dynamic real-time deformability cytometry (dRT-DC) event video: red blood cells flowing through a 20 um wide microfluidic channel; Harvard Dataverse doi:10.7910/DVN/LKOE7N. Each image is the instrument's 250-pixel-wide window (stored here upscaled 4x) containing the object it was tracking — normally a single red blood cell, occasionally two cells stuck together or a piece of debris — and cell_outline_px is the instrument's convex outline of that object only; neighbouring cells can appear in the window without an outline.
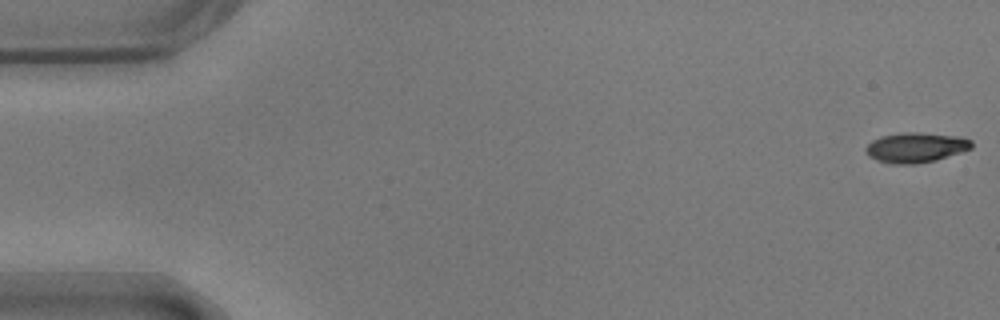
{"species": "common noctule bat (a hibernating species)", "species_latin": "Nyctalus noctula", "temperature_condition": "warm", "stored_images_in_passage": 55, "camera_frame_rate_fps": 3000, "um_per_image_px": 0.085, "animal": {"sex": "male", "body_mass_g": 17.9}, "frame": {"image": 1, "passage_image": 1, "time_ms": 0.0, "image_size_px": [1000, 320], "cell_outline_px": [[972, 148], [936, 160], [916, 164], [888, 164], [876, 160], [868, 156], [864, 148], [872, 140], [880, 136], [904, 132], [920, 132], [960, 136], [972, 140]], "centroid_in_image_um": [77.82, 12.53], "position_along_channel_um": 7.2, "area_um2": 18.73}}
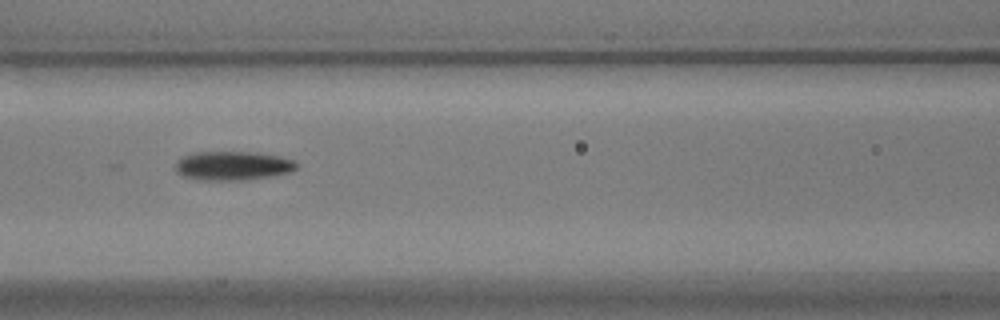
{"frame": {"image": 2, "passage_image": 24, "time_ms": 7.667, "image_size_px": [1000, 320], "cell_outline_px": [[300, 164], [292, 172], [272, 176], [244, 180], [196, 180], [180, 176], [176, 172], [176, 160], [192, 152], [256, 152], [280, 156], [296, 160]], "centroid_in_image_um": [19.8, 14.09], "position_along_channel_um": 146.8, "area_um2": 20.92}}
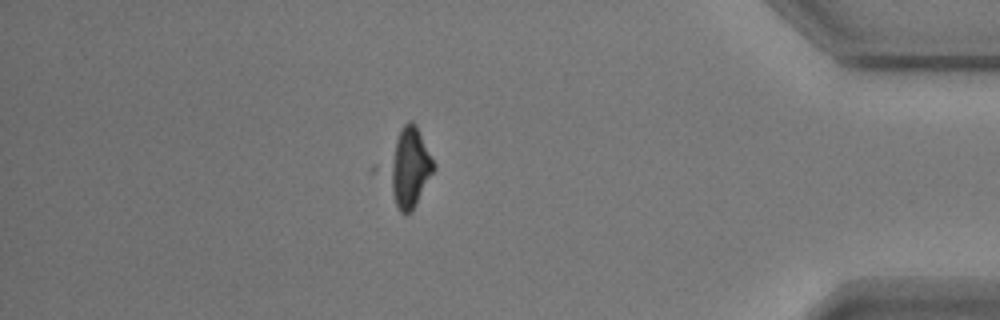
{"frame": {"image": 3, "passage_image": 48, "time_ms": 15.667, "image_size_px": [1000, 320], "cell_outline_px": [[436, 168], [412, 212], [408, 216], [400, 212], [368, 172], [404, 124], [408, 120], [412, 120], [416, 124], [436, 164]], "centroid_in_image_um": [34.4, 14.3], "position_along_channel_um": 400.8, "area_um2": 26.07}, "authors_computed_cell_mechanics": {"area_um2": 19.9988, "velocity_mm_per_s": 3.6591, "shape_relaxation_time_tau1_ms": 4.136, "shape_relaxation_time_tau2_ms": 7.7269, "deformation_change_tau1": 0.1904, "deformation_change_tau2": 0.1545}}